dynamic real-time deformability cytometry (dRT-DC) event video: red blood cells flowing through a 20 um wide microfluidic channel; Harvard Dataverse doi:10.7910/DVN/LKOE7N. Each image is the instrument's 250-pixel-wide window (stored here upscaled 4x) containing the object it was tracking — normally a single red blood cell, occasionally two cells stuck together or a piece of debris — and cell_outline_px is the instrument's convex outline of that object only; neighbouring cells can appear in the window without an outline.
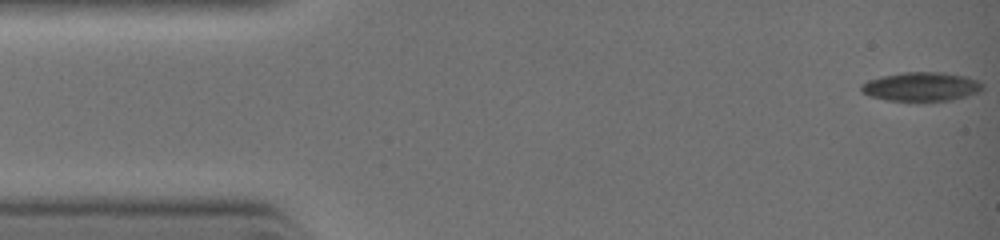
{"species": "common noctule bat (a hibernating species)", "species_latin": "Nyctalus noctula", "temperature_condition": "warm", "stored_images_in_passage": 10, "camera_frame_rate_fps": 3000, "um_per_image_px": 0.085, "animal": {"sex": "female", "body_mass_g": 19.0, "forearm_length_mm": 51.5}, "frame": {"image": 1, "passage_image": 1, "time_ms": 0.0, "image_size_px": [1000, 240], "cell_outline_px": [[984, 88], [980, 92], [952, 100], [884, 100], [860, 92], [860, 84], [868, 80], [880, 76], [904, 72], [944, 72], [968, 76], [984, 84]], "centroid_in_image_um": [78.32, 7.35], "position_along_channel_um": 6.7, "area_um2": 20.58}}
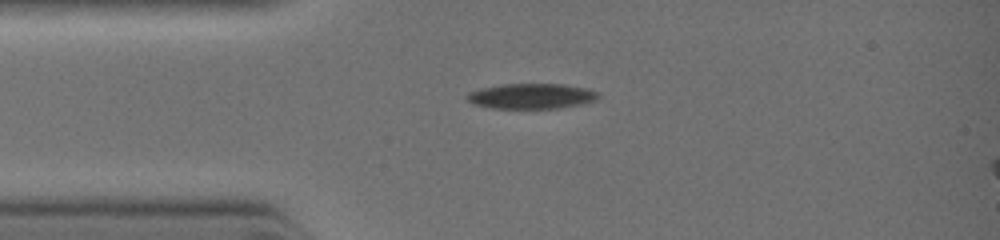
{"frame": {"image": 2, "passage_image": 7, "time_ms": 2.333, "image_size_px": [1000, 240], "cell_outline_px": [[600, 96], [596, 100], [584, 104], [560, 108], [492, 108], [472, 104], [464, 96], [468, 92], [480, 88], [500, 84], [564, 84], [588, 88], [596, 92]], "centroid_in_image_um": [45.16, 8.17], "position_along_channel_um": 39.8, "area_um2": 19.59}}